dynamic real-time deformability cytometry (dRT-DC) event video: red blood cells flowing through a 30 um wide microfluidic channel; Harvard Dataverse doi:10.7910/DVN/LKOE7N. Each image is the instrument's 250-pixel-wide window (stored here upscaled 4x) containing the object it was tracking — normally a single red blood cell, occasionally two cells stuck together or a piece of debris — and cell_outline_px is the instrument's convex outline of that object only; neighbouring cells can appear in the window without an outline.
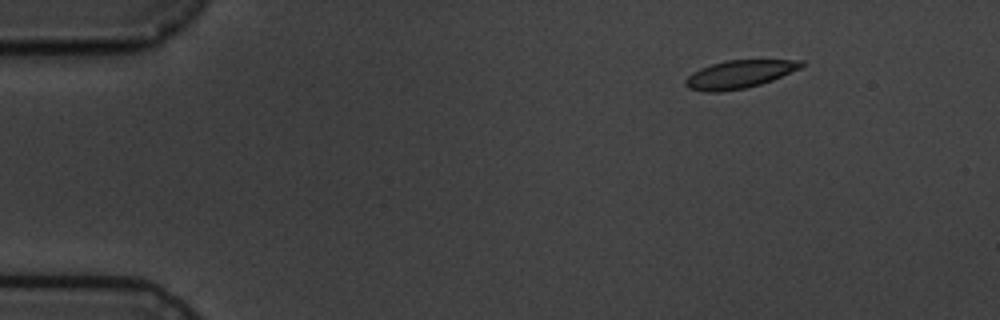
{"species": "common noctule bat (a hibernating species)", "species_latin": "Nyctalus noctula", "temperature_condition": "cold", "stored_images_in_passage": 3, "camera_frame_rate_fps": 3000, "um_per_image_px": 0.085, "animal": {"sex": "male", "body_mass_g": 19.5, "forearm_length_mm": 54.6}, "frame": {"image": 1, "passage_image": 1, "time_ms": 0.0, "image_size_px": [1000, 320], "cell_outline_px": [[804, 64], [800, 68], [772, 80], [760, 84], [744, 88], [720, 92], [704, 92], [688, 88], [684, 84], [684, 80], [692, 72], [700, 68], [712, 64], [728, 60], [804, 60]], "centroid_in_image_um": [62.8, 6.32], "position_along_channel_um": 22.2, "area_um2": 18.79}}
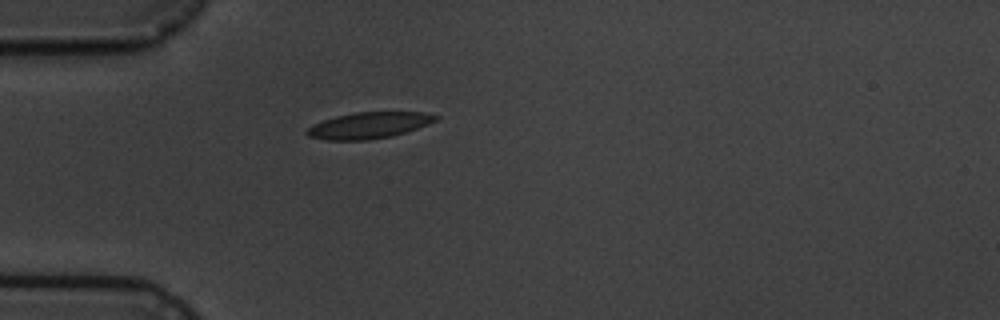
{"frame": {"image": 2, "passage_image": 3, "time_ms": 3.0, "image_size_px": [1000, 320], "cell_outline_px": [[440, 116], [436, 120], [428, 124], [392, 136], [368, 140], [328, 140], [308, 136], [304, 132], [312, 124], [336, 116], [356, 112], [424, 112]], "centroid_in_image_um": [31.33, 10.65], "position_along_channel_um": 53.7, "area_um2": 19.59}}